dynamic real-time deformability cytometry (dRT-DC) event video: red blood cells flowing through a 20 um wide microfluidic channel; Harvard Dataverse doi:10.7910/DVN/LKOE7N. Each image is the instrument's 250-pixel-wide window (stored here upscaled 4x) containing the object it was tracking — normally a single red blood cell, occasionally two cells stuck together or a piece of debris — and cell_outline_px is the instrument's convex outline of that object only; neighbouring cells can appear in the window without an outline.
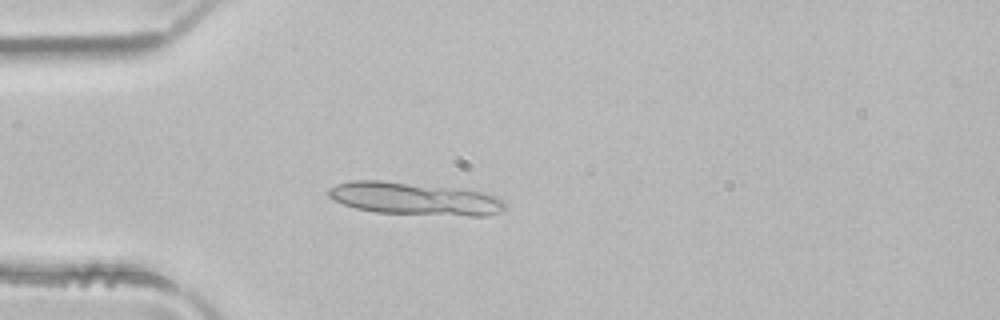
{"species": "common noctule bat (a hibernating species)", "species_latin": "Nyctalus noctula", "temperature_condition": "room temperature", "stored_images_in_passage": 3, "camera_frame_rate_fps": 3000, "um_per_image_px": 0.085, "animal": {"sex": "male", "body_mass_g": 21.5, "forearm_length_mm": 52.0}, "frame": {"image": 1, "passage_image": 3, "time_ms": 0.667, "image_size_px": [1000, 320], "cell_outline_px": [[504, 208], [500, 212], [488, 216], [468, 216], [376, 212], [356, 208], [344, 204], [328, 196], [328, 188], [336, 184], [352, 180], [380, 180], [460, 188], [480, 192], [496, 196], [504, 204]], "centroid_in_image_um": [35.23, 16.88], "position_along_channel_um": 49.8, "area_um2": 33.41}}